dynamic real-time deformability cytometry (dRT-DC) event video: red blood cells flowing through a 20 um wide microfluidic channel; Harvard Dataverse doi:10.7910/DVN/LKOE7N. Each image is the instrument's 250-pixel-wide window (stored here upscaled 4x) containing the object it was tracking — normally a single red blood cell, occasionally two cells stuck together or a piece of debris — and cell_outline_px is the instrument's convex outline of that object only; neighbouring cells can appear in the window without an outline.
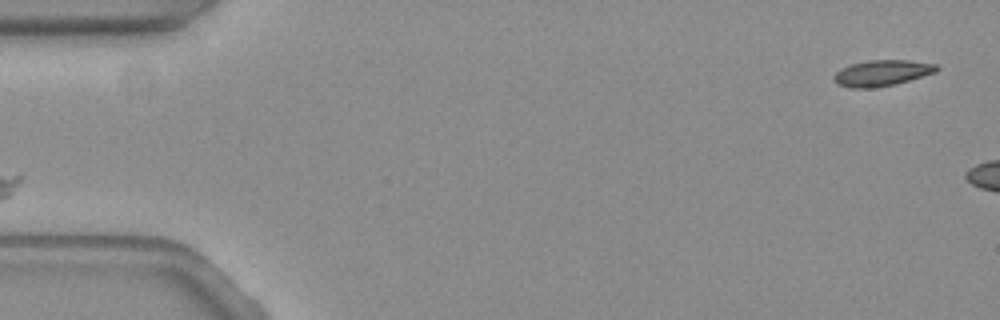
{"species": "common noctule bat (a hibernating species)", "species_latin": "Nyctalus noctula", "temperature_condition": "warm", "stored_images_in_passage": 10, "camera_frame_rate_fps": 3000, "um_per_image_px": 0.085, "animal": {"sex": "female", "body_mass_g": 19.3, "forearm_length_mm": 54.1}, "frame": {"image": 1, "passage_image": 1, "time_ms": 0.0, "image_size_px": [1000, 320], "cell_outline_px": [[940, 68], [936, 72], [896, 84], [876, 88], [852, 88], [836, 84], [832, 80], [832, 76], [836, 72], [852, 64], [868, 60], [908, 60], [936, 64]], "centroid_in_image_um": [74.96, 6.22], "position_along_channel_um": 10.0, "area_um2": 15.61}}